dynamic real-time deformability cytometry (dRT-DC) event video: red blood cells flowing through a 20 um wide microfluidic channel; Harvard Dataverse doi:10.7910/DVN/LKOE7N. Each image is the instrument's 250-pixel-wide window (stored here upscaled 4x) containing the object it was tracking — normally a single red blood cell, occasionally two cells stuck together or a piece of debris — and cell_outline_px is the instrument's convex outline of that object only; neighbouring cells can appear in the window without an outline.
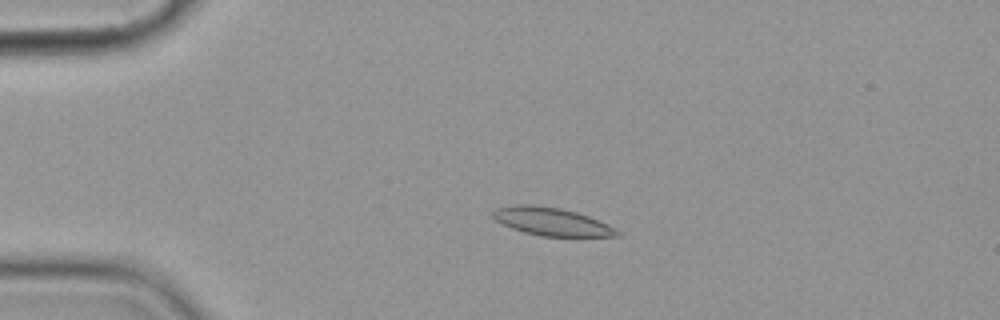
{"species": "common noctule bat (a hibernating species)", "species_latin": "Nyctalus noctula", "temperature_condition": "cold", "stored_images_in_passage": 4, "camera_frame_rate_fps": 3000, "um_per_image_px": 0.085, "animal": {"sex": "female", "body_mass_g": 19.9}, "frame": {"image": 1, "passage_image": 3, "time_ms": 2.333, "image_size_px": [1000, 320], "cell_outline_px": [[620, 236], [540, 236], [524, 232], [512, 228], [496, 220], [492, 216], [492, 212], [496, 208], [516, 204], [532, 204], [560, 208], [576, 212], [588, 216], [608, 224], [620, 232]], "centroid_in_image_um": [46.87, 18.83], "position_along_channel_um": 38.1, "area_um2": 20.11}}